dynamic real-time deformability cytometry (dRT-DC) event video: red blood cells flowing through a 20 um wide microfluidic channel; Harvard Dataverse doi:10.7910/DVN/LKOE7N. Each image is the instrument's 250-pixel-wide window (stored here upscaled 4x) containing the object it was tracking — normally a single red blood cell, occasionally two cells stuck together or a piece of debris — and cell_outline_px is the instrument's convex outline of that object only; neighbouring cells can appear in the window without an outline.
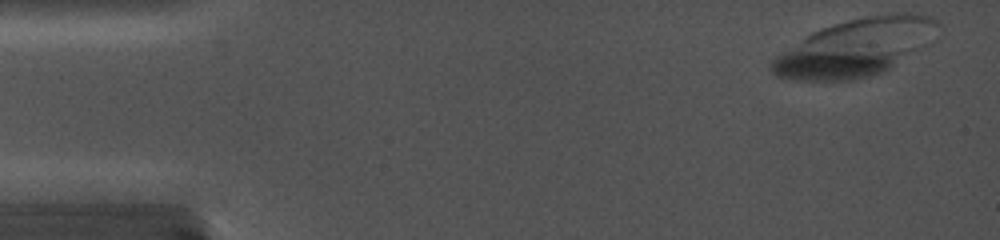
{"species": "common noctule bat (a hibernating species)", "species_latin": "Nyctalus noctula", "temperature_condition": "cold", "stored_images_in_passage": 10, "camera_frame_rate_fps": 5000, "um_per_image_px": 0.085, "animal": {"sex": "female", "body_mass_g": 19.0, "forearm_length_mm": 56.7}, "frame": {"image": 1, "passage_image": 4, "time_ms": 0.6, "image_size_px": [1000, 240], "cell_outline_px": [[904, 52], [896, 64], [888, 72], [872, 76], [852, 80], [780, 80], [768, 72], [768, 64], [784, 56], [880, 52]], "centroid_in_image_um": [70.85, 5.62], "position_along_channel_um": 14.1, "area_um2": 21.91}}